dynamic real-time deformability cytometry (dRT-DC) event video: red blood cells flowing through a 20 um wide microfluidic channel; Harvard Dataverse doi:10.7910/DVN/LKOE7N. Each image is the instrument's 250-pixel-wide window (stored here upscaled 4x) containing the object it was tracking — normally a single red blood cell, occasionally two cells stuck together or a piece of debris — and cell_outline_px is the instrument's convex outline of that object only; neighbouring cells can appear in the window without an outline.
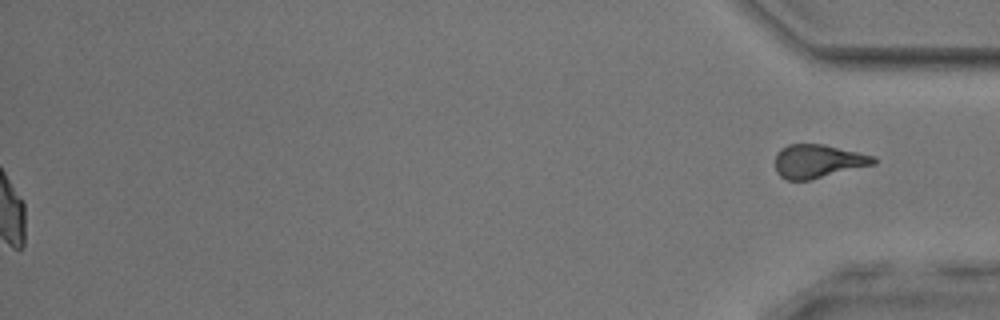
{"species": "common noctule bat (a hibernating species)", "species_latin": "Nyctalus noctula", "temperature_condition": "room temperature", "stored_images_in_passage": 55, "segment_of_instrument_passage": [2, 2], "camera_frame_rate_fps": 3000, "um_per_image_px": 0.085, "animal": {"sex": "male", "body_mass_g": 17.9, "forearm_length_mm": 54.2}, "frame": {"image": 1, "passage_image": 55, "time_ms": 18.0, "image_size_px": [1000, 320], "cell_outline_px": [[876, 164], [812, 180], [784, 180], [776, 172], [776, 152], [780, 148], [788, 144], [824, 144], [876, 156]], "centroid_in_image_um": [69.53, 13.71], "position_along_channel_um": 365.7, "area_um2": 19.54}}